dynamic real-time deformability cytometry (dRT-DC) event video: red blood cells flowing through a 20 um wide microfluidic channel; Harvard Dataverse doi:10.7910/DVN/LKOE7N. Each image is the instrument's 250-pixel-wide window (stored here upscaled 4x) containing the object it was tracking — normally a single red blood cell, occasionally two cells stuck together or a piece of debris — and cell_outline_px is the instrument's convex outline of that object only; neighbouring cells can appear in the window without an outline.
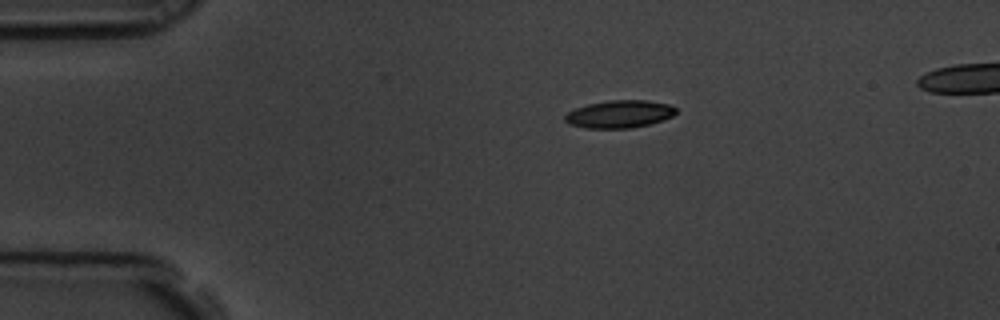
{"species": "common noctule bat (a hibernating species)", "species_latin": "Nyctalus noctula", "temperature_condition": "room temperature", "stored_images_in_passage": 47, "camera_frame_rate_fps": 3000, "um_per_image_px": 0.085, "animal": {"sex": "male", "body_mass_g": 19.5, "forearm_length_mm": 54.6}, "frame": {"image": 1, "passage_image": 1, "time_ms": 0.0, "image_size_px": [1000, 320], "cell_outline_px": [[676, 112], [672, 116], [648, 124], [632, 128], [584, 128], [568, 124], [564, 120], [564, 116], [568, 112], [576, 108], [588, 104], [608, 100], [648, 100], [668, 104], [676, 108]], "centroid_in_image_um": [52.61, 9.69], "position_along_channel_um": 32.4, "area_um2": 17.8}}
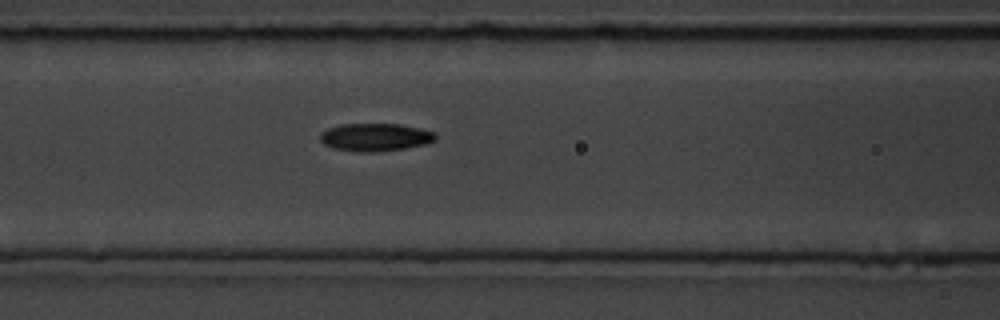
{"frame": {"image": 2, "passage_image": 14, "time_ms": 4.333, "image_size_px": [1000, 320], "cell_outline_px": [[436, 140], [424, 144], [404, 148], [376, 152], [360, 152], [332, 148], [324, 144], [320, 140], [320, 132], [328, 128], [340, 124], [400, 124], [420, 128], [436, 132]], "centroid_in_image_um": [31.88, 11.65], "position_along_channel_um": 134.7, "area_um2": 18.79}}
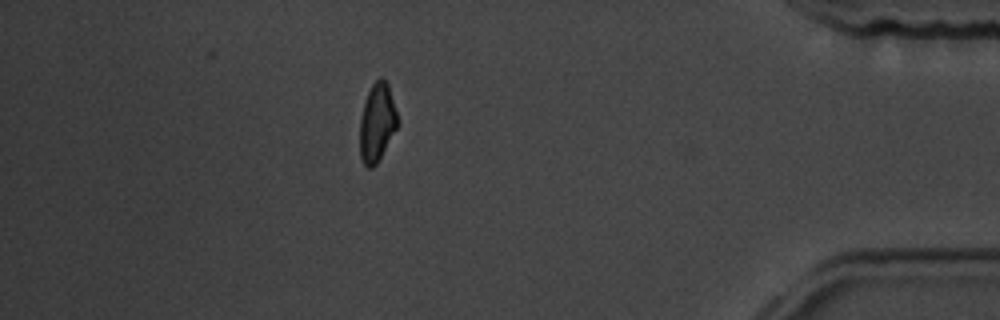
{"frame": {"image": 3, "passage_image": 41, "time_ms": 13.333, "image_size_px": [1000, 320], "cell_outline_px": [[400, 120], [396, 128], [376, 164], [372, 168], [368, 168], [364, 164], [360, 156], [360, 120], [364, 100], [372, 84], [380, 76], [388, 84]], "centroid_in_image_um": [32.05, 10.39], "position_along_channel_um": 403.1, "area_um2": 17.17}}